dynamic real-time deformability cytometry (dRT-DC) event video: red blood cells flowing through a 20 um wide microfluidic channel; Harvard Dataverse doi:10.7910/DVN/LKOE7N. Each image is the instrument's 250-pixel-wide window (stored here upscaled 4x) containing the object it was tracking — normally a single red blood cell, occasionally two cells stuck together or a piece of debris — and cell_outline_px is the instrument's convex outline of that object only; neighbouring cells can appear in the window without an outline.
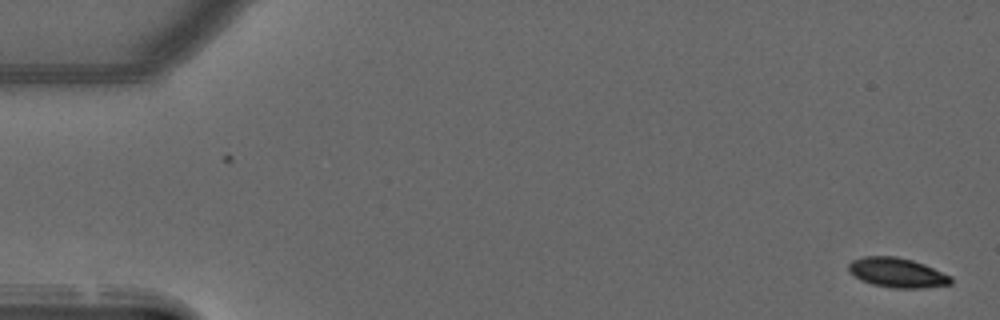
{"species": "common noctule bat (a hibernating species)", "species_latin": "Nyctalus noctula", "temperature_condition": "warm", "stored_images_in_passage": 52, "segment_of_instrument_passage": [1, 2], "camera_frame_rate_fps": 3000, "um_per_image_px": 0.085, "animal": {"sex": "male", "forearm_length_mm": 52.5}, "frame": {"image": 1, "passage_image": 1, "time_ms": 0.0, "image_size_px": [1000, 320], "cell_outline_px": [[952, 284], [920, 288], [892, 288], [872, 284], [860, 280], [848, 268], [848, 264], [852, 260], [864, 256], [896, 256], [912, 260], [924, 264], [952, 276]], "centroid_in_image_um": [76.28, 23.17], "position_along_channel_um": 8.7, "area_um2": 17.63}}
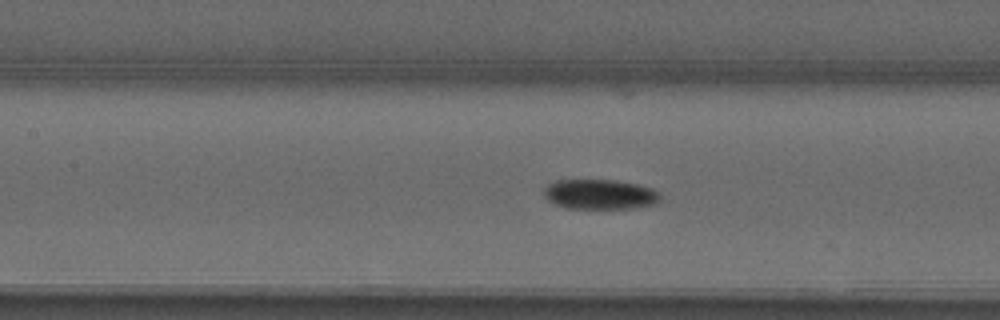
{"frame": {"image": 2, "passage_image": 23, "time_ms": 7.333, "image_size_px": [1000, 320], "cell_outline_px": [[660, 200], [656, 204], [636, 208], [568, 208], [552, 204], [544, 196], [544, 188], [548, 184], [556, 180], [616, 180], [636, 184], [652, 188], [660, 192]], "centroid_in_image_um": [51.0, 16.52], "position_along_channel_um": 156.4, "area_um2": 20.46}}
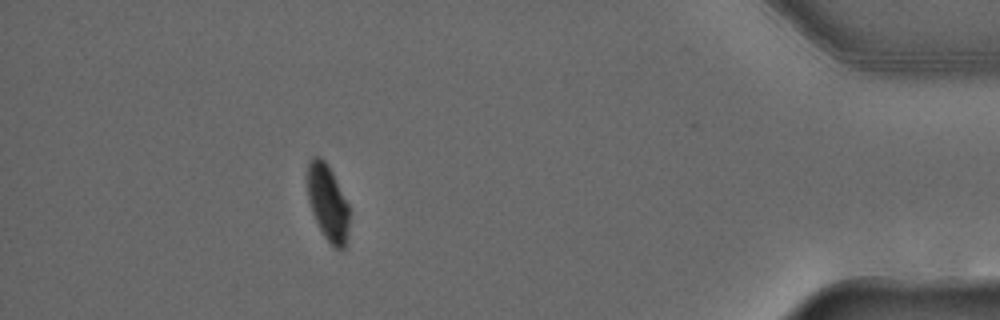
{"frame": {"image": 3, "passage_image": 46, "time_ms": 15.0, "image_size_px": [1000, 320], "cell_outline_px": [[348, 228], [344, 248], [332, 248], [324, 236], [312, 212], [308, 200], [308, 160], [312, 156], [320, 156], [328, 164], [348, 204]], "centroid_in_image_um": [27.84, 17.21], "position_along_channel_um": 407.4, "area_um2": 18.32}}